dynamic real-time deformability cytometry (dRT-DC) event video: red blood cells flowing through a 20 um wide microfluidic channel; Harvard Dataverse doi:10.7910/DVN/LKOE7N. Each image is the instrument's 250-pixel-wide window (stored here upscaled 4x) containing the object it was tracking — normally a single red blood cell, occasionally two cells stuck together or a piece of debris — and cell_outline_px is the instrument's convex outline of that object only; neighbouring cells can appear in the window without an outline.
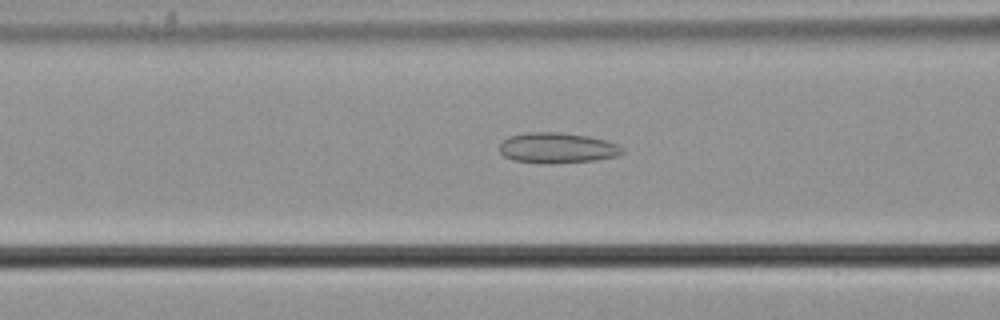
{"species": "common noctule bat (a hibernating species)", "species_latin": "Nyctalus noctula", "temperature_condition": "cold", "stored_images_in_passage": 50, "camera_frame_rate_fps": 3000, "um_per_image_px": 0.085, "animal": {"sex": "male", "body_mass_g": 21.5, "forearm_length_mm": 52.0}, "frame": {"image": 1, "passage_image": 17, "time_ms": 5.333, "image_size_px": [1000, 320], "cell_outline_px": [[624, 152], [616, 156], [596, 160], [552, 164], [540, 164], [512, 160], [504, 156], [500, 152], [500, 144], [508, 136], [524, 132], [560, 132], [588, 136], [604, 140], [616, 144], [624, 148]], "centroid_in_image_um": [47.33, 12.58], "position_along_channel_um": 119.3, "area_um2": 22.08}}
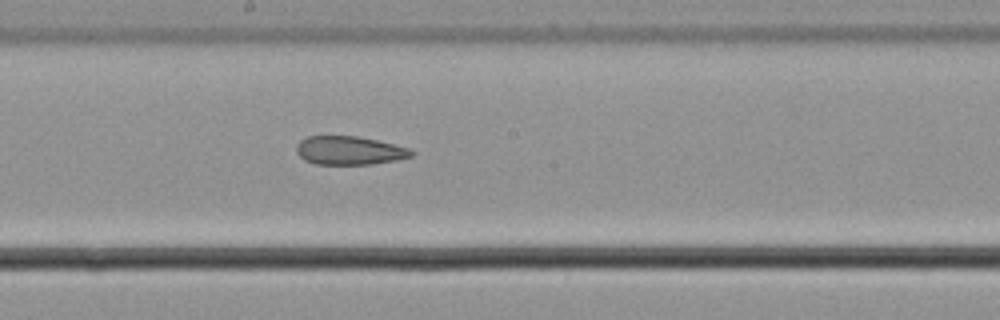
{"frame": {"image": 2, "passage_image": 25, "time_ms": 8.0, "image_size_px": [1000, 320], "cell_outline_px": [[416, 152], [412, 156], [396, 160], [372, 164], [316, 164], [304, 160], [296, 152], [296, 144], [300, 140], [308, 136], [356, 136], [376, 140], [408, 148]], "centroid_in_image_um": [29.67, 12.79], "position_along_channel_um": 218.5, "area_um2": 19.07}}
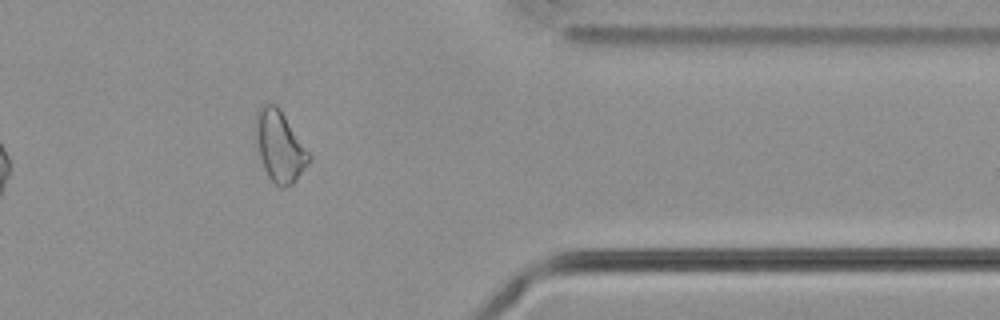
{"frame": {"image": 3, "passage_image": 40, "time_ms": 13.0, "image_size_px": [1000, 320], "cell_outline_px": [[312, 160], [296, 180], [292, 184], [284, 188], [280, 188], [268, 176], [260, 156], [256, 120], [256, 112], [264, 104], [276, 104], [280, 108], [312, 156]], "centroid_in_image_um": [23.83, 12.45], "position_along_channel_um": 387.6, "area_um2": 21.62}}